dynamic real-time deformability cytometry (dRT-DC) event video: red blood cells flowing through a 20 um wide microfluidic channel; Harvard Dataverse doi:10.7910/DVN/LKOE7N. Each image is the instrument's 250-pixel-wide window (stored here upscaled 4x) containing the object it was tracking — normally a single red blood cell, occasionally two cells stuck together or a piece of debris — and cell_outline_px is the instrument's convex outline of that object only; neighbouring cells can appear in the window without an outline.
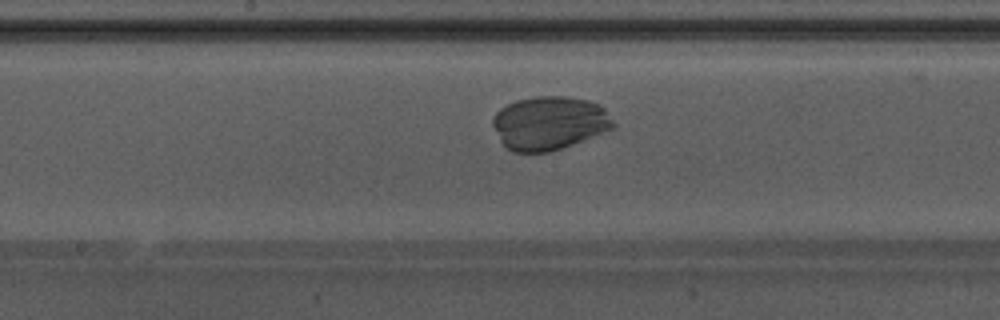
{"species": "Egyptian fruit bat (a non-hibernating species)", "species_latin": "Rousettus aegyptiacus", "temperature_condition": "warm", "stored_images_in_passage": 47, "camera_frame_rate_fps": 3000, "um_per_image_px": 0.085, "animal": {"sex": "male"}, "frame": {"image": 1, "passage_image": 21, "time_ms": 6.667, "image_size_px": [1000, 320], "cell_outline_px": [[616, 124], [612, 128], [560, 148], [548, 152], [512, 152], [500, 140], [492, 124], [492, 120], [496, 112], [500, 108], [516, 100], [536, 96], [568, 96], [588, 100], [600, 104], [604, 108]], "centroid_in_image_um": [46.67, 10.43], "position_along_channel_um": 201.5, "area_um2": 37.28}}
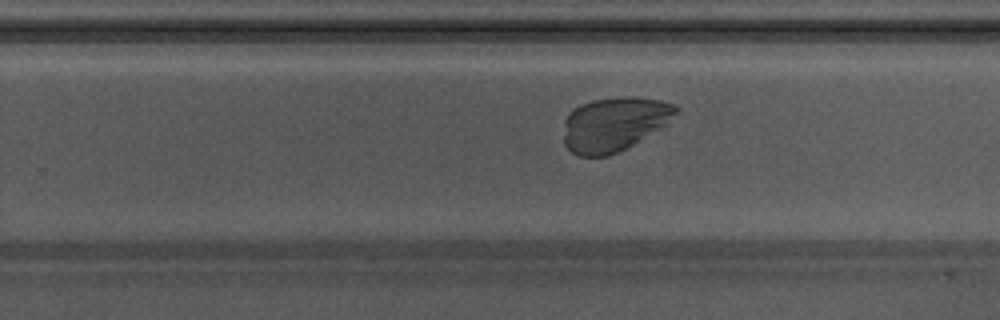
{"frame": {"image": 2, "passage_image": 27, "time_ms": 8.667, "image_size_px": [1000, 320], "cell_outline_px": [[680, 108], [668, 124], [632, 144], [608, 156], [580, 156], [572, 152], [564, 144], [564, 120], [568, 112], [580, 104], [592, 100], [628, 96], [660, 100], [676, 104]], "centroid_in_image_um": [52.2, 10.53], "position_along_channel_um": 277.6, "area_um2": 35.37}}